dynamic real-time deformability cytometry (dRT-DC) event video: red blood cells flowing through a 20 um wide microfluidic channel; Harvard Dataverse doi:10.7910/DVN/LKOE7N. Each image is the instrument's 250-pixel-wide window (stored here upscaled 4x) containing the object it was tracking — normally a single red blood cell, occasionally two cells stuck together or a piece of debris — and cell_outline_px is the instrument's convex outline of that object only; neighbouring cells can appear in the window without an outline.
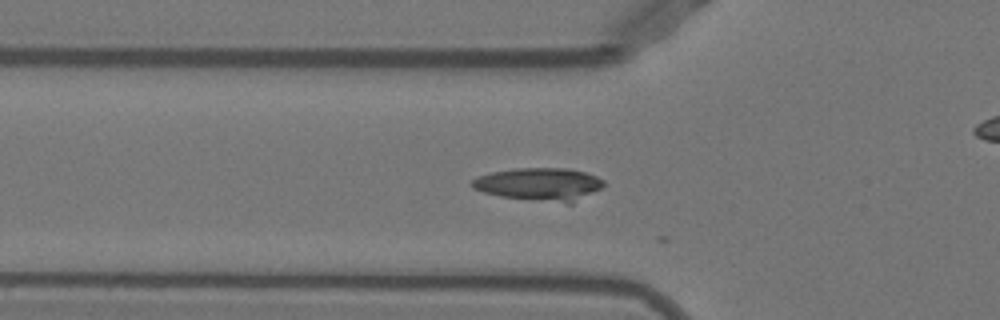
{"species": "Egyptian fruit bat (a non-hibernating species)", "species_latin": "Rousettus aegyptiacus", "temperature_condition": "warm", "stored_images_in_passage": 24, "camera_frame_rate_fps": 3000, "um_per_image_px": 0.085, "animal": {"sex": "female"}, "frame": {"image": 1, "passage_image": 17, "time_ms": 5.333, "image_size_px": [1000, 320], "cell_outline_px": [[604, 184], [600, 188], [572, 204], [568, 204], [500, 196], [484, 192], [472, 188], [468, 184], [476, 176], [492, 172], [516, 168], [568, 168], [584, 172], [596, 176], [604, 180]], "centroid_in_image_um": [45.82, 15.66], "position_along_channel_um": 80.0, "area_um2": 25.32}}
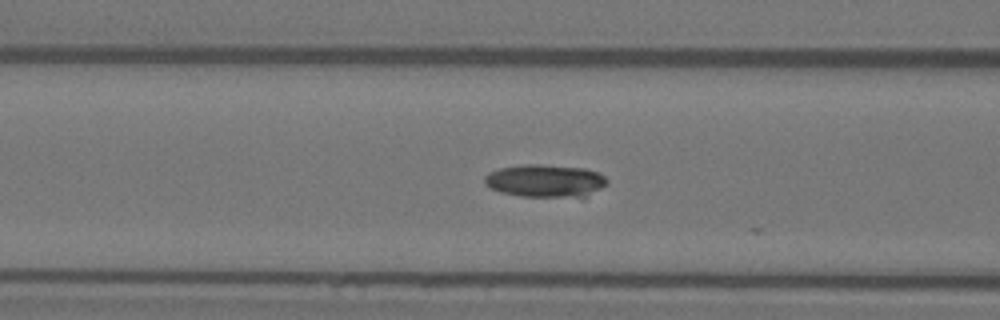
{"frame": {"image": 2, "passage_image": 20, "time_ms": 6.333, "image_size_px": [1000, 320], "cell_outline_px": [[608, 184], [584, 196], [520, 196], [500, 192], [484, 184], [484, 176], [488, 172], [500, 168], [524, 164], [540, 164], [584, 168], [596, 172], [604, 176], [608, 180]], "centroid_in_image_um": [46.3, 15.35], "position_along_channel_um": 120.3, "area_um2": 23.12}}
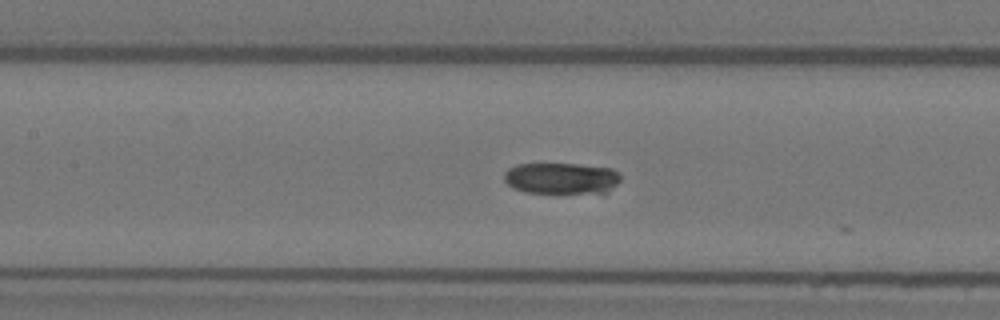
{"frame": {"image": 3, "passage_image": 23, "time_ms": 7.333, "image_size_px": [1000, 320], "cell_outline_px": [[620, 180], [604, 196], [524, 192], [512, 188], [504, 180], [504, 172], [508, 168], [516, 164], [576, 164], [612, 168], [620, 176]], "centroid_in_image_um": [47.75, 15.21], "position_along_channel_um": 159.6, "area_um2": 22.25}}